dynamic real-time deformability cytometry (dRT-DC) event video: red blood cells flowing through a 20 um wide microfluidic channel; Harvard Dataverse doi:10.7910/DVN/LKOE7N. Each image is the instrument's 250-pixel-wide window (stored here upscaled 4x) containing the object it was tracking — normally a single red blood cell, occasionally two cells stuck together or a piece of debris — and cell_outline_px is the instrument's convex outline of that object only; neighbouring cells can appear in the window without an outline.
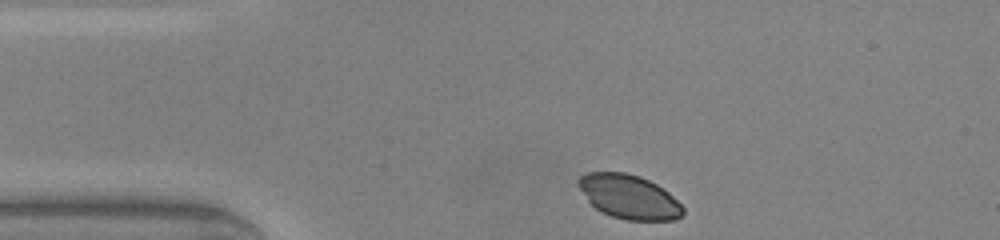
{"species": "common noctule bat (a hibernating species)", "species_latin": "Nyctalus noctula", "temperature_condition": "warm", "stored_images_in_passage": 40, "camera_frame_rate_fps": 3000, "um_per_image_px": 0.085, "animal": {"sex": "male", "body_mass_g": 20.0, "forearm_length_mm": 53.3}, "frame": {"image": 1, "passage_image": 1, "time_ms": 0.0, "image_size_px": [1000, 240], "cell_outline_px": [[684, 212], [676, 220], [624, 220], [612, 216], [596, 208], [588, 200], [576, 184], [576, 180], [580, 176], [588, 172], [624, 172], [640, 176], [656, 184], [668, 192], [684, 208]], "centroid_in_image_um": [53.45, 16.72], "position_along_channel_um": 31.6, "area_um2": 26.7}}
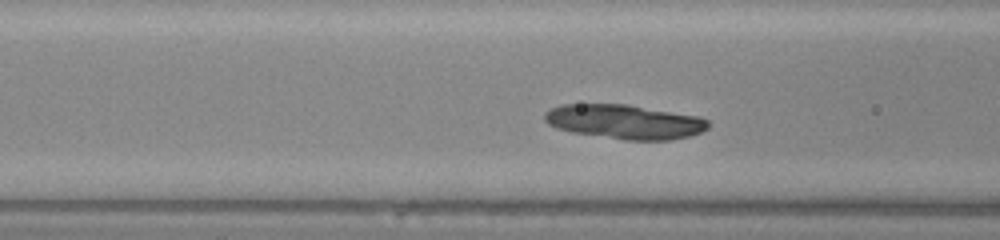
{"frame": {"image": 2, "passage_image": 10, "time_ms": 3.0, "image_size_px": [1000, 240], "cell_outline_px": [[712, 124], [708, 128], [700, 132], [688, 136], [672, 140], [624, 140], [572, 132], [556, 128], [548, 124], [544, 120], [544, 112], [560, 104], [628, 104], [700, 116], [708, 120]], "centroid_in_image_um": [53.11, 10.34], "position_along_channel_um": 113.5, "area_um2": 33.06}}
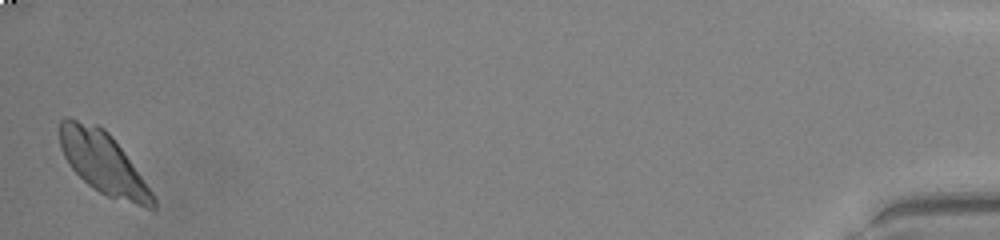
{"frame": {"image": 3, "passage_image": 40, "time_ms": 13.0, "image_size_px": [1000, 240], "cell_outline_px": [[156, 208], [144, 208], [108, 196], [92, 188], [68, 164], [60, 148], [60, 120], [64, 116], [68, 116], [96, 124], [104, 128], [112, 136], [124, 152], [152, 192], [156, 200]], "centroid_in_image_um": [8.74, 13.82], "position_along_channel_um": 426.5, "area_um2": 33.41}}